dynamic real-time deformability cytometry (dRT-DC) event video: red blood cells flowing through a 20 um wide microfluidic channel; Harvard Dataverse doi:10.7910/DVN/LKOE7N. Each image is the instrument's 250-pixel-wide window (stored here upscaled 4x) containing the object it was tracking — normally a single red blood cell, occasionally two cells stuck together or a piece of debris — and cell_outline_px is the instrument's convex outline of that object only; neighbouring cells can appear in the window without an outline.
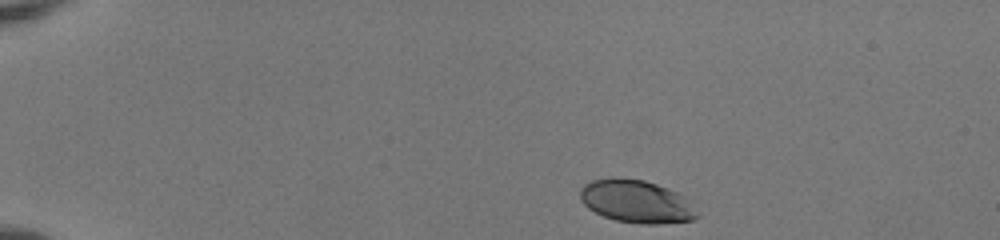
{"species": "human", "species_latin": "Homo sapiens", "temperature_condition": "room temperature", "stored_images_in_passage": 44, "camera_frame_rate_fps": 3000, "um_per_image_px": 0.085, "donor": {"sex": "female"}, "frame": {"image": 1, "passage_image": 1, "time_ms": 0.0, "image_size_px": [1000, 240], "cell_outline_px": [[700, 216], [692, 220], [656, 224], [644, 224], [616, 220], [604, 216], [588, 208], [580, 200], [580, 188], [584, 184], [592, 180], [608, 176], [620, 176], [644, 180], [668, 188], [684, 196]], "centroid_in_image_um": [54.05, 17.09], "position_along_channel_um": 31.0, "area_um2": 29.36}}
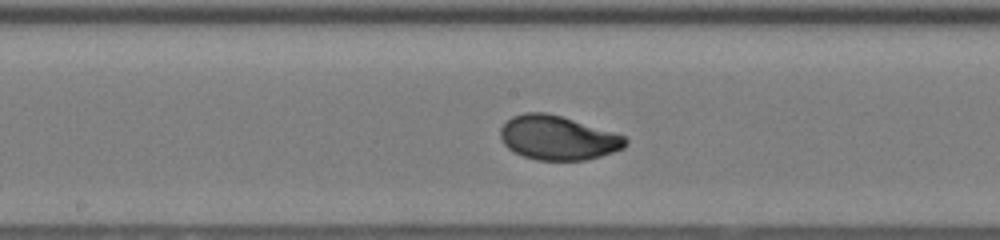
{"frame": {"image": 2, "passage_image": 21, "time_ms": 6.667, "image_size_px": [1000, 240], "cell_outline_px": [[628, 144], [624, 148], [600, 156], [584, 160], [536, 160], [524, 156], [508, 148], [504, 144], [500, 136], [500, 128], [512, 116], [524, 112], [544, 112], [560, 116], [612, 132], [624, 136], [628, 140]], "centroid_in_image_um": [47.4, 11.72], "position_along_channel_um": 200.8, "area_um2": 31.85}}
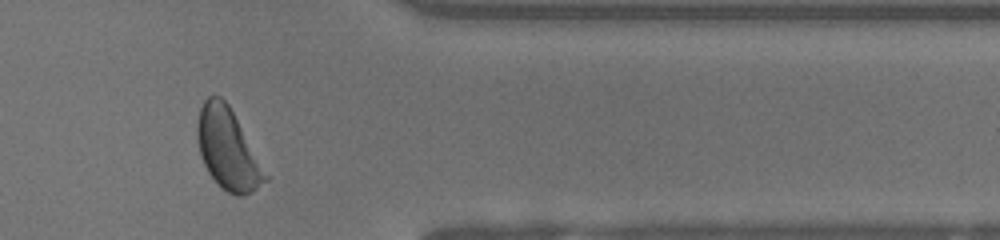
{"frame": {"image": 3, "passage_image": 36, "time_ms": 11.667, "image_size_px": [1000, 240], "cell_outline_px": [[268, 180], [252, 192], [244, 196], [236, 196], [228, 192], [208, 172], [200, 156], [196, 136], [196, 124], [200, 108], [204, 100], [208, 96], [220, 96], [228, 104], [268, 176]], "centroid_in_image_um": [19.33, 12.67], "position_along_channel_um": 392.1, "area_um2": 31.5}, "authors_computed_cell_mechanics": {"area_um2": 31.501, "velocity_mm_per_s": 3.9933, "shape_relaxation_time_tau1_ms": 2.5462, "shape_relaxation_time_tau2_ms": null, "deformation_change_tau1": 0.1312, "deformation_change_tau2": null}}